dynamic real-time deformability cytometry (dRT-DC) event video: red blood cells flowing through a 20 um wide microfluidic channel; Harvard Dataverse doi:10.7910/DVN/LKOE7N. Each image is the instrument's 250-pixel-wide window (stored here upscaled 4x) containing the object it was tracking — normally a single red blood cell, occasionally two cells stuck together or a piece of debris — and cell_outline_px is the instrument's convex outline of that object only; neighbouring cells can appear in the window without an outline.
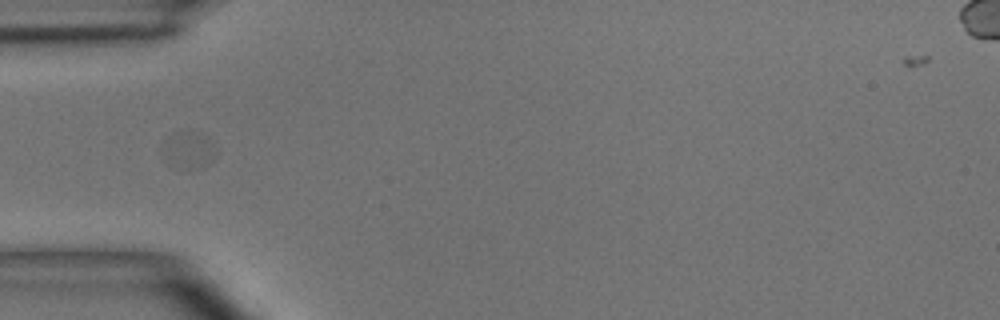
{"species": "common noctule bat (a hibernating species)", "species_latin": "Nyctalus noctula", "temperature_condition": "room temperature", "stored_images_in_passage": 3, "camera_frame_rate_fps": 3000, "um_per_image_px": 0.085, "animal": {"sex": "male", "body_mass_g": 15.6}, "frame": {"image": 1, "passage_image": 1, "time_ms": 0.0, "image_size_px": [1000, 320], "cell_outline_px": [[216, 152], [212, 160], [204, 168], [188, 172], [168, 168], [160, 152], [160, 140], [180, 132], [200, 132], [208, 136]], "centroid_in_image_um": [15.91, 12.85], "position_along_channel_um": 69.1, "area_um2": 12.66}}
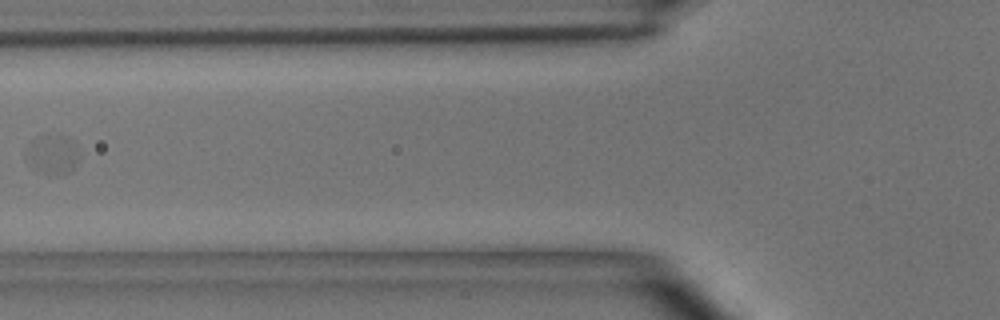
{"frame": {"image": 2, "passage_image": 2, "time_ms": 1.333, "image_size_px": [1000, 320], "cell_outline_px": [[76, 160], [72, 168], [68, 172], [44, 172], [32, 168], [28, 156], [28, 152], [32, 140], [36, 136], [44, 132], [60, 132], [68, 136], [76, 144]], "centroid_in_image_um": [4.46, 12.97], "position_along_channel_um": 121.3, "area_um2": 11.85}}
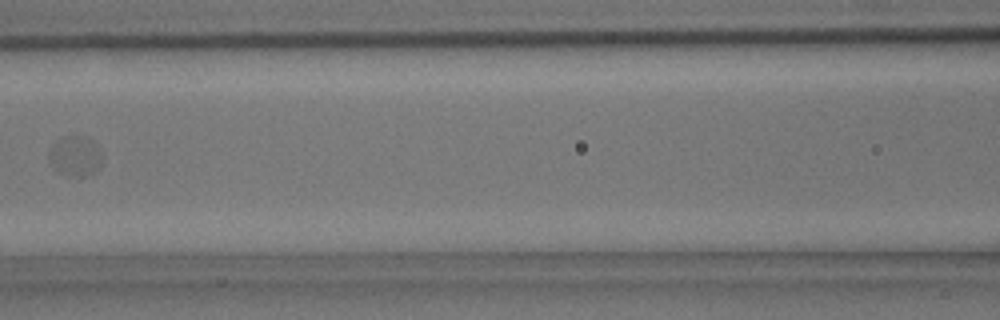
{"frame": {"image": 3, "passage_image": 3, "time_ms": 2.333, "image_size_px": [1000, 320], "cell_outline_px": [[100, 164], [96, 172], [88, 176], [72, 176], [56, 168], [48, 160], [48, 152], [64, 136], [72, 136], [92, 140], [100, 152]], "centroid_in_image_um": [6.41, 13.29], "position_along_channel_um": 160.2, "area_um2": 11.73}}